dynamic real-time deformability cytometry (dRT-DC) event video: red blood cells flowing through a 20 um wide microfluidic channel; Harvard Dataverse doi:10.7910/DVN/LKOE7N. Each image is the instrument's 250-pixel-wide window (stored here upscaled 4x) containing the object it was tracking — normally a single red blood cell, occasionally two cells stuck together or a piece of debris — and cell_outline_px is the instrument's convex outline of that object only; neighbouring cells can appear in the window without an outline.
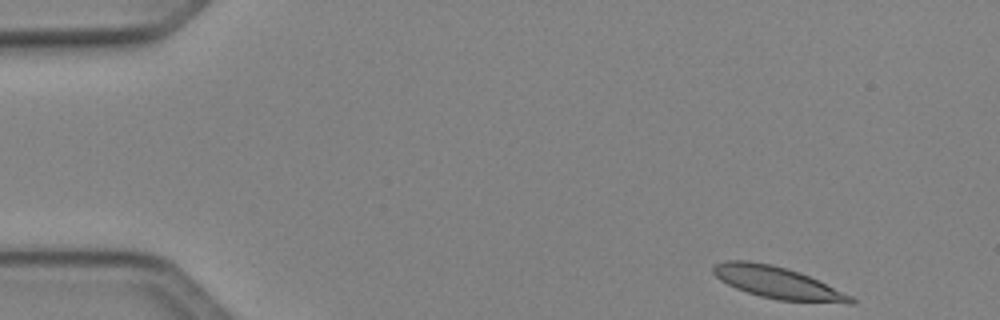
{"species": "Egyptian fruit bat (a non-hibernating species)", "species_latin": "Rousettus aegyptiacus", "temperature_condition": "cold", "stored_images_in_passage": 46, "camera_frame_rate_fps": 3000, "um_per_image_px": 0.085, "animal": {"sex": "female"}, "frame": {"image": 1, "passage_image": 1, "time_ms": 0.0, "image_size_px": [1000, 320], "cell_outline_px": [[856, 304], [848, 304], [776, 300], [760, 296], [736, 288], [720, 280], [712, 272], [712, 268], [716, 264], [724, 260], [748, 260], [772, 264], [800, 272], [852, 296], [856, 300]], "centroid_in_image_um": [66.11, 24.03], "position_along_channel_um": 18.9, "area_um2": 25.66}}
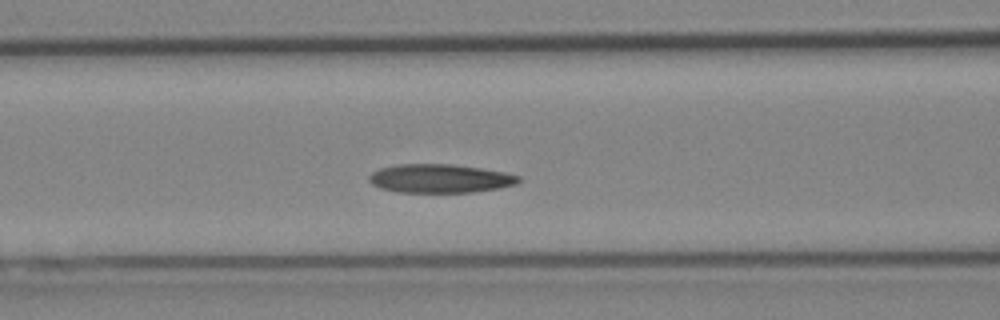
{"frame": {"image": 2, "passage_image": 17, "time_ms": 5.333, "image_size_px": [1000, 320], "cell_outline_px": [[520, 180], [516, 184], [496, 188], [472, 192], [396, 192], [380, 188], [372, 184], [368, 180], [368, 176], [372, 172], [380, 168], [396, 164], [452, 164], [480, 168], [504, 172], [520, 176]], "centroid_in_image_um": [37.35, 15.17], "position_along_channel_um": 129.3, "area_um2": 24.91}}
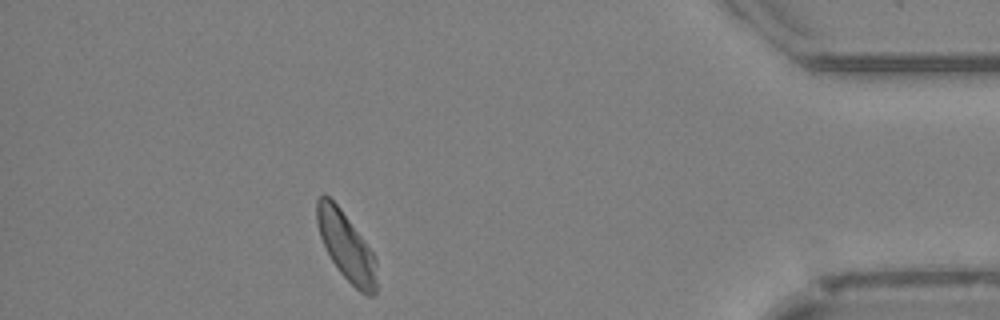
{"frame": {"image": 3, "passage_image": 41, "time_ms": 13.333, "image_size_px": [1000, 320], "cell_outline_px": [[376, 292], [372, 296], [368, 296], [360, 292], [340, 272], [332, 260], [320, 236], [316, 220], [316, 200], [324, 192], [340, 208], [372, 252], [376, 260]], "centroid_in_image_um": [29.42, 20.93], "position_along_channel_um": 405.8, "area_um2": 23.24}, "authors_computed_cell_mechanics": {"area_um2": 24.7962, "velocity_mm_per_s": 4.028, "shape_relaxation_time_tau1_ms": 4.8571, "shape_relaxation_time_tau2_ms": null, "deformation_change_tau1": 0.1315, "deformation_change_tau2": null}}